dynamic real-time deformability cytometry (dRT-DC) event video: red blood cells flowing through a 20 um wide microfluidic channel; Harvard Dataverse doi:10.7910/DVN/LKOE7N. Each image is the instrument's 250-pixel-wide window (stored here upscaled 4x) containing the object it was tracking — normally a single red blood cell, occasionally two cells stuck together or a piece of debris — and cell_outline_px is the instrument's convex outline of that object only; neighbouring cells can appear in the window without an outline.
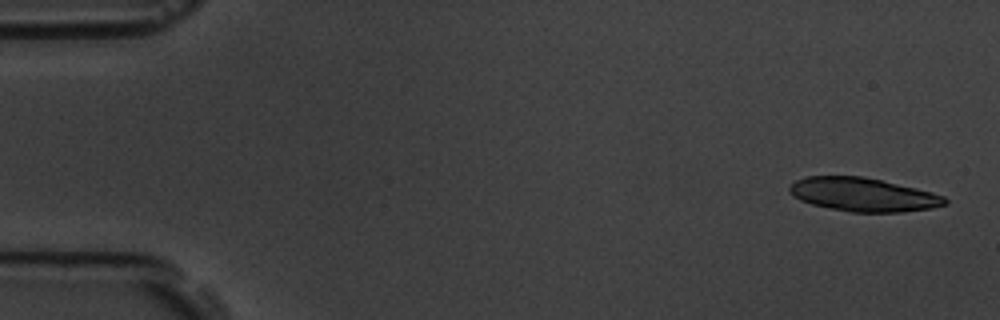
{"species": "common noctule bat (a hibernating species)", "species_latin": "Nyctalus noctula", "temperature_condition": "room temperature", "stored_images_in_passage": 6, "segment_of_instrument_passage": [1, 2], "camera_frame_rate_fps": 3000, "um_per_image_px": 0.085, "animal": {"sex": "male", "body_mass_g": 19.5, "forearm_length_mm": 54.6}, "frame": {"image": 1, "passage_image": 1, "time_ms": 0.0, "image_size_px": [1000, 320], "cell_outline_px": [[948, 204], [932, 208], [900, 212], [852, 212], [828, 208], [812, 204], [800, 200], [792, 196], [788, 192], [788, 188], [796, 180], [804, 176], [860, 176], [880, 180], [916, 188], [932, 192], [944, 196], [948, 200]], "centroid_in_image_um": [73.35, 16.54], "position_along_channel_um": 11.7, "area_um2": 30.46}}